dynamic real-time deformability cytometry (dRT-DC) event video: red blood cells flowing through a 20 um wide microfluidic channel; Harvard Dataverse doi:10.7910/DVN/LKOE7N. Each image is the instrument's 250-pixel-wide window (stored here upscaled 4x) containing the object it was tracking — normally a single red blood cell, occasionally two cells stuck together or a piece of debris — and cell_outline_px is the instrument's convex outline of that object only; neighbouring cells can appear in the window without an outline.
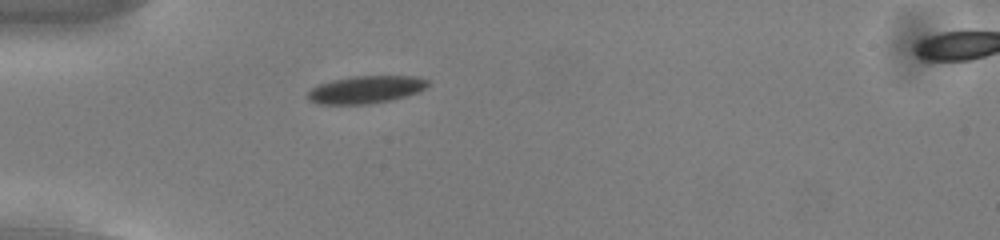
{"species": "common noctule bat (a hibernating species)", "species_latin": "Nyctalus noctula", "temperature_condition": "cold", "stored_images_in_passage": 51, "camera_frame_rate_fps": 3000, "um_per_image_px": 0.085, "animal": {"sex": "male", "body_mass_g": 13.0, "forearm_length_mm": 53.1}, "frame": {"image": 1, "passage_image": 12, "time_ms": 3.667, "image_size_px": [1000, 240], "cell_outline_px": [[428, 84], [424, 88], [416, 92], [404, 96], [388, 100], [368, 104], [320, 104], [308, 100], [304, 96], [316, 84], [332, 80], [352, 76], [416, 76], [428, 80]], "centroid_in_image_um": [31.01, 7.61], "position_along_channel_um": 54.0, "area_um2": 19.19}}
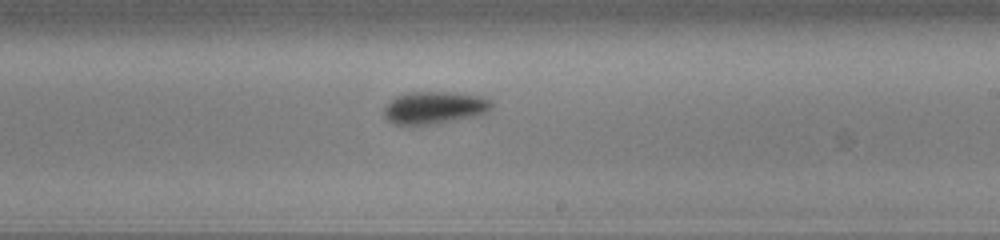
{"frame": {"image": 2, "passage_image": 29, "time_ms": 9.333, "image_size_px": [1000, 240], "cell_outline_px": [[492, 108], [488, 112], [472, 116], [428, 124], [396, 124], [388, 120], [384, 116], [384, 108], [388, 100], [404, 92], [452, 92], [480, 96], [492, 100]], "centroid_in_image_um": [36.89, 9.12], "position_along_channel_um": 252.1, "area_um2": 20.11}}
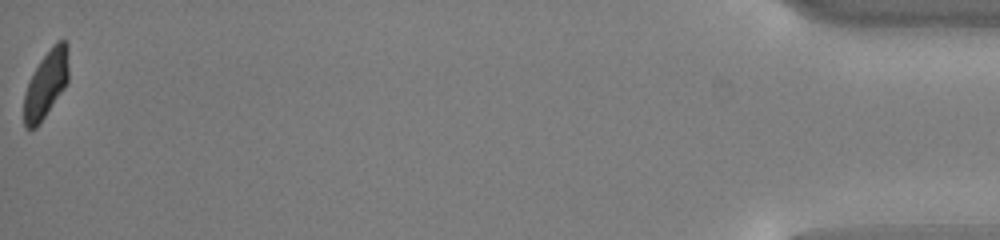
{"frame": {"image": 3, "passage_image": 51, "time_ms": 16.667, "image_size_px": [1000, 240], "cell_outline_px": [[68, 80], [64, 88], [40, 124], [36, 128], [24, 128], [24, 92], [40, 60], [52, 44], [56, 40], [64, 40], [68, 44]], "centroid_in_image_um": [3.92, 7.14], "position_along_channel_um": 431.3, "area_um2": 17.51}, "authors_computed_cell_mechanics": {"area_um2": 19.074, "velocity_mm_per_s": 3.7173, "shape_relaxation_time_tau1_ms": 1.9545, "shape_relaxation_time_tau2_ms": 1.9039, "deformation_change_tau1": 0.1089, "deformation_change_tau2": 0.0726}}